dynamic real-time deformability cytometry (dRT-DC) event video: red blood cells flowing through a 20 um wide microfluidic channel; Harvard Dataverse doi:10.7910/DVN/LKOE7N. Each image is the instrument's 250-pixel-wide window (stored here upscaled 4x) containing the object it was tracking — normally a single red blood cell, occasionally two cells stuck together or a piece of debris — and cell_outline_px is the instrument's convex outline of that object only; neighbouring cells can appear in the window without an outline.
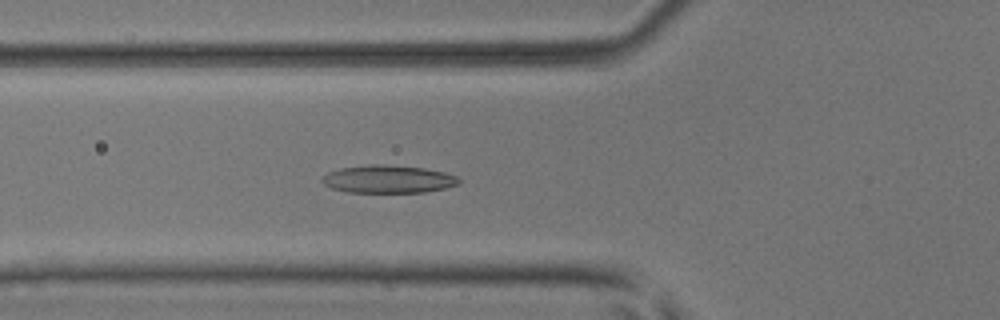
{"species": "common noctule bat (a hibernating species)", "species_latin": "Nyctalus noctula", "temperature_condition": "room temperature", "stored_images_in_passage": 31, "camera_frame_rate_fps": 3000, "um_per_image_px": 0.085, "animal": {"sex": "male", "body_mass_g": 17.9, "forearm_length_mm": 54.2}, "frame": {"image": 1, "passage_image": 11, "time_ms": 3.333, "image_size_px": [1000, 320], "cell_outline_px": [[460, 184], [444, 188], [424, 192], [348, 192], [332, 188], [324, 184], [320, 180], [328, 172], [340, 168], [368, 164], [384, 164], [424, 168], [444, 172], [456, 176], [460, 180]], "centroid_in_image_um": [32.99, 15.22], "position_along_channel_um": 92.8, "area_um2": 22.14}}
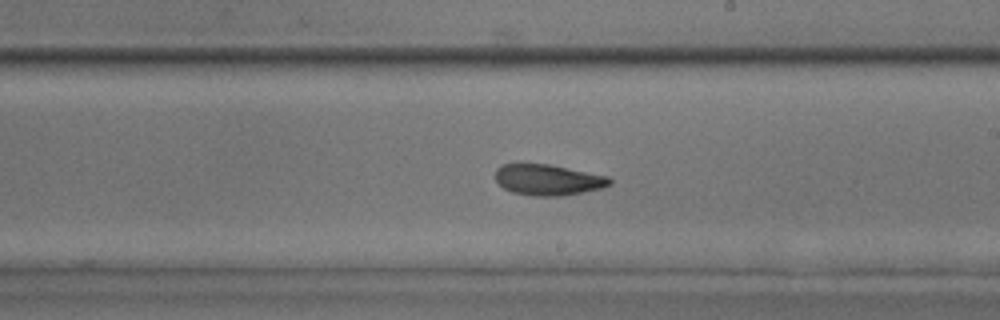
{"frame": {"image": 2, "passage_image": 22, "time_ms": 7.0, "image_size_px": [1000, 320], "cell_outline_px": [[612, 184], [600, 188], [560, 196], [532, 196], [512, 192], [504, 188], [496, 180], [496, 168], [500, 164], [552, 164], [608, 176], [612, 180]], "centroid_in_image_um": [46.58, 15.27], "position_along_channel_um": 242.4, "area_um2": 20.58}}
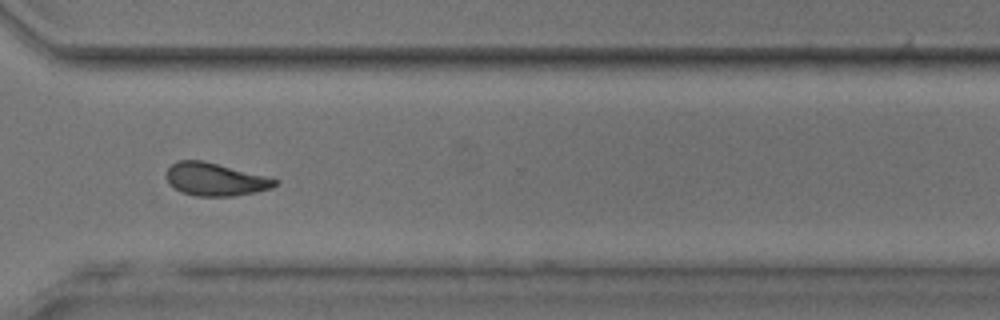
{"frame": {"image": 3, "passage_image": 30, "time_ms": 9.667, "image_size_px": [1000, 320], "cell_outline_px": [[280, 180], [272, 188], [256, 192], [232, 196], [196, 196], [184, 192], [168, 184], [168, 168], [176, 160], [200, 160]], "centroid_in_image_um": [18.29, 15.25], "position_along_channel_um": 352.3, "area_um2": 20.29}}